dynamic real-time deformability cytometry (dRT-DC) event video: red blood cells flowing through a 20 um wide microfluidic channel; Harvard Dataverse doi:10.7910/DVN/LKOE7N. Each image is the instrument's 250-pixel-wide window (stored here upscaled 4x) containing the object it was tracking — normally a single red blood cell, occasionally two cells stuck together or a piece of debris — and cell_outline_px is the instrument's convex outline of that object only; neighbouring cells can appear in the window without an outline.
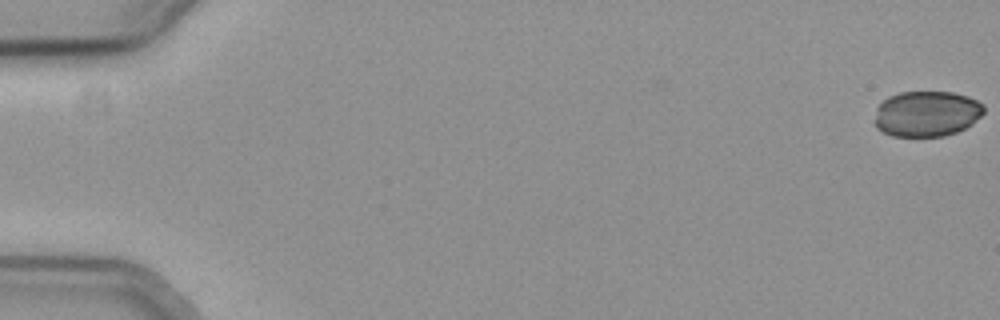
{"species": "common noctule bat (a hibernating species)", "species_latin": "Nyctalus noctula", "temperature_condition": "cold", "stored_images_in_passage": 57, "camera_frame_rate_fps": 3000, "um_per_image_px": 0.085, "animal": {"sex": "female", "body_mass_g": 19.3, "forearm_length_mm": 54.1}, "frame": {"image": 1, "passage_image": 1, "time_ms": 0.0, "image_size_px": [1000, 320], "cell_outline_px": [[984, 112], [972, 124], [956, 132], [944, 136], [892, 136], [876, 128], [876, 108], [888, 96], [900, 92], [952, 92], [968, 96], [984, 104]], "centroid_in_image_um": [78.78, 9.66], "position_along_channel_um": 6.2, "area_um2": 29.02}}
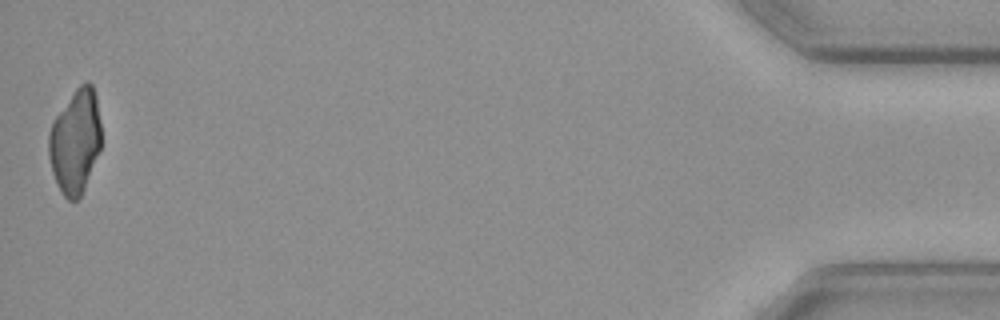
{"frame": {"image": 2, "passage_image": 57, "time_ms": 18.667, "image_size_px": [1000, 320], "cell_outline_px": [[100, 148], [84, 188], [80, 196], [76, 200], [68, 200], [64, 196], [52, 172], [48, 156], [48, 136], [52, 124], [56, 116], [76, 88], [80, 84], [88, 80], [92, 84], [96, 96], [100, 120]], "centroid_in_image_um": [6.39, 11.99], "position_along_channel_um": 428.8, "area_um2": 31.39}}